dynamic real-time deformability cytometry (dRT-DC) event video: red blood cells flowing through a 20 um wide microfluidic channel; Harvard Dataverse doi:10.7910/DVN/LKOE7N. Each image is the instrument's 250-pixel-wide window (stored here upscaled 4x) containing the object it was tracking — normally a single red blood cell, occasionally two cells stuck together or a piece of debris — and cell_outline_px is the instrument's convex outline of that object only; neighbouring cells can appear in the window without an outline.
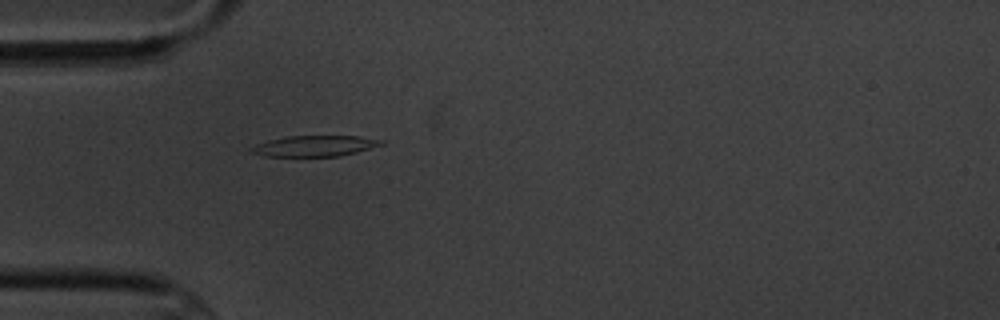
{"species": "common noctule bat (a hibernating species)", "species_latin": "Nyctalus noctula", "temperature_condition": "cold", "stored_images_in_passage": 4, "camera_frame_rate_fps": 3000, "um_per_image_px": 0.085, "animal": {"sex": "male", "body_mass_g": 20.1, "forearm_length_mm": 53.5}, "frame": {"image": 1, "passage_image": 4, "time_ms": 4.333, "image_size_px": [1000, 320], "cell_outline_px": [[384, 144], [356, 152], [340, 156], [264, 156], [248, 152], [248, 148], [256, 144], [268, 140], [284, 136], [360, 136], [384, 140]], "centroid_in_image_um": [26.7, 12.4], "position_along_channel_um": 58.3, "area_um2": 15.9}}